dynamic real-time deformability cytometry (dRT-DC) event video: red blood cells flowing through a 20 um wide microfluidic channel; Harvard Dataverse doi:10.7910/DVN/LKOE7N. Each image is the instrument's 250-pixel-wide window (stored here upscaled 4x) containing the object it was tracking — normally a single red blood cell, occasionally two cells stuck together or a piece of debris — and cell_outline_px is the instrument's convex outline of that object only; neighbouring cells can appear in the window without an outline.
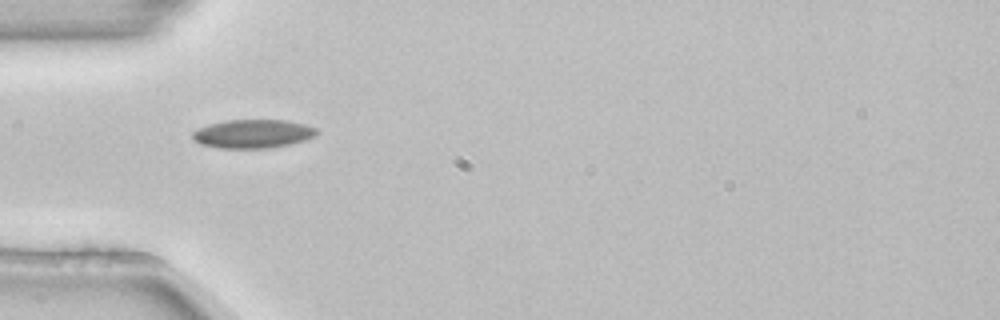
{"species": "common noctule bat (a hibernating species)", "species_latin": "Nyctalus noctula", "temperature_condition": "room temperature", "stored_images_in_passage": 2, "camera_frame_rate_fps": 3000, "um_per_image_px": 0.085, "animal": {"sex": "female", "body_mass_g": 22.7, "forearm_length_mm": 54.2}, "frame": {"image": 1, "passage_image": 2, "time_ms": 0.333, "image_size_px": [1000, 320], "cell_outline_px": [[320, 132], [316, 136], [304, 140], [288, 144], [268, 148], [220, 148], [200, 144], [192, 136], [192, 132], [200, 128], [224, 120], [284, 120], [304, 124], [316, 128]], "centroid_in_image_um": [21.53, 11.37], "position_along_channel_um": 63.5, "area_um2": 20.52}}